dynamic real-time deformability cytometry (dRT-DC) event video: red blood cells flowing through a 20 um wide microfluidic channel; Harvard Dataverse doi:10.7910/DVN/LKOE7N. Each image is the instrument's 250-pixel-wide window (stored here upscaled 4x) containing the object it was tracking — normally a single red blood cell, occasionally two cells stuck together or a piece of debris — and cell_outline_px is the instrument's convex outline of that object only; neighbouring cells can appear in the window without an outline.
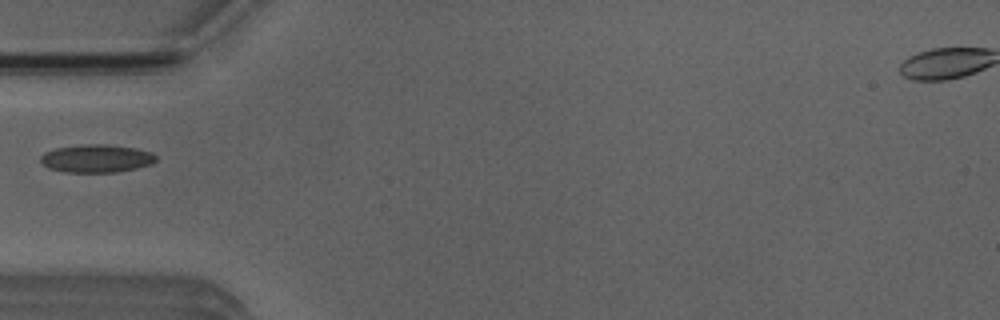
{"species": "Egyptian fruit bat (a non-hibernating species)", "species_latin": "Rousettus aegyptiacus", "temperature_condition": "room temperature", "stored_images_in_passage": 1, "camera_frame_rate_fps": 3000, "um_per_image_px": 0.085, "animal": {"sex": "male"}, "frame": {"image": 1, "passage_image": 1, "time_ms": 0.0, "image_size_px": [1000, 320], "cell_outline_px": [[156, 160], [152, 164], [136, 168], [116, 172], [64, 172], [48, 168], [40, 160], [40, 156], [44, 152], [56, 148], [84, 144], [104, 144], [136, 148], [152, 152], [156, 156]], "centroid_in_image_um": [8.2, 13.47], "position_along_channel_um": 76.8, "area_um2": 18.84}}